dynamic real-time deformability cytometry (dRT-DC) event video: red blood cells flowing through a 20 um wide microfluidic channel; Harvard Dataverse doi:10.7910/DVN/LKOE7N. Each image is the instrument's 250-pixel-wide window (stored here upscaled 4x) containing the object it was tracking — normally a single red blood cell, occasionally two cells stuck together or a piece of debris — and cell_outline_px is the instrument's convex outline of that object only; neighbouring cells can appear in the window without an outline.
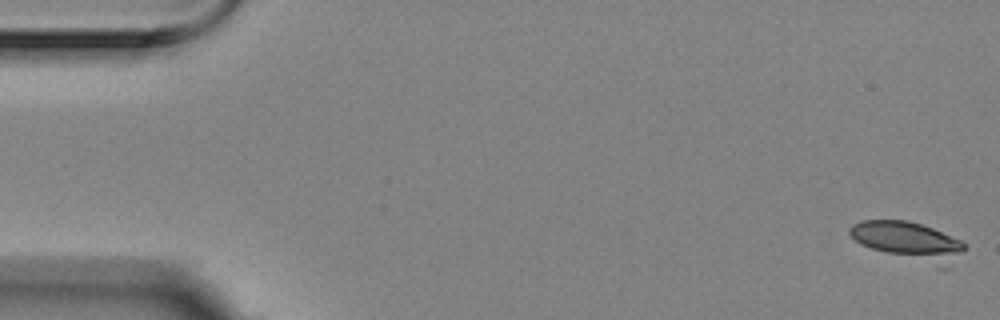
{"species": "Egyptian fruit bat (a non-hibernating species)", "species_latin": "Rousettus aegyptiacus", "temperature_condition": "room temperature", "stored_images_in_passage": 6, "camera_frame_rate_fps": 3000, "um_per_image_px": 0.085, "animal": {"sex": "female"}, "frame": {"image": 1, "passage_image": 1, "time_ms": 0.0, "image_size_px": [1000, 320], "cell_outline_px": [[968, 248], [952, 268], [936, 268], [872, 248], [860, 244], [848, 232], [848, 228], [852, 224], [860, 220], [908, 220], [932, 228], [960, 240]], "centroid_in_image_um": [77.31, 20.53], "position_along_channel_um": 7.7, "area_um2": 26.13}}